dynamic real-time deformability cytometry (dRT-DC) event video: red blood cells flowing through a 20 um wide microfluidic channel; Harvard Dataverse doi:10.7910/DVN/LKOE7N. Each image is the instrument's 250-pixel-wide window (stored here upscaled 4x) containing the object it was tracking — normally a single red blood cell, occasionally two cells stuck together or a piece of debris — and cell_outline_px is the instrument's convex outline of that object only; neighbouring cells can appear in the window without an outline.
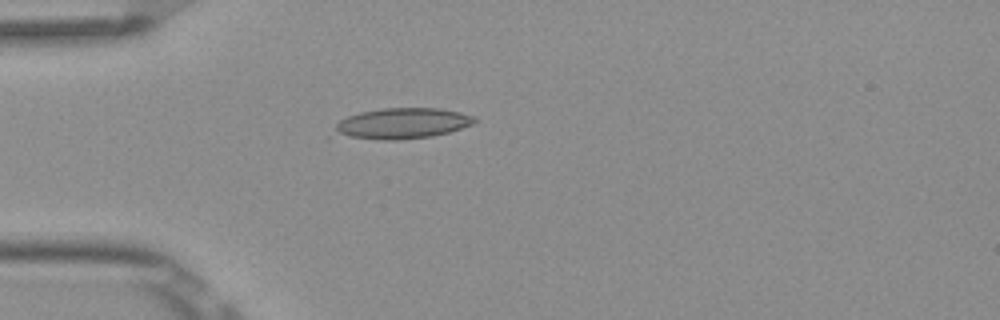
{"species": "Egyptian fruit bat (a non-hibernating species)", "species_latin": "Rousettus aegyptiacus", "temperature_condition": "room temperature", "stored_images_in_passage": 5, "camera_frame_rate_fps": 3000, "um_per_image_px": 0.085, "frame": {"image": 1, "passage_image": 5, "time_ms": 1.333, "image_size_px": [1000, 320], "cell_outline_px": [[480, 120], [472, 124], [448, 132], [432, 136], [396, 140], [380, 140], [352, 136], [336, 132], [336, 124], [340, 120], [348, 116], [360, 112], [384, 108], [440, 108], [460, 112], [476, 116]], "centroid_in_image_um": [34.29, 10.47], "position_along_channel_um": 50.7, "area_um2": 24.74}}